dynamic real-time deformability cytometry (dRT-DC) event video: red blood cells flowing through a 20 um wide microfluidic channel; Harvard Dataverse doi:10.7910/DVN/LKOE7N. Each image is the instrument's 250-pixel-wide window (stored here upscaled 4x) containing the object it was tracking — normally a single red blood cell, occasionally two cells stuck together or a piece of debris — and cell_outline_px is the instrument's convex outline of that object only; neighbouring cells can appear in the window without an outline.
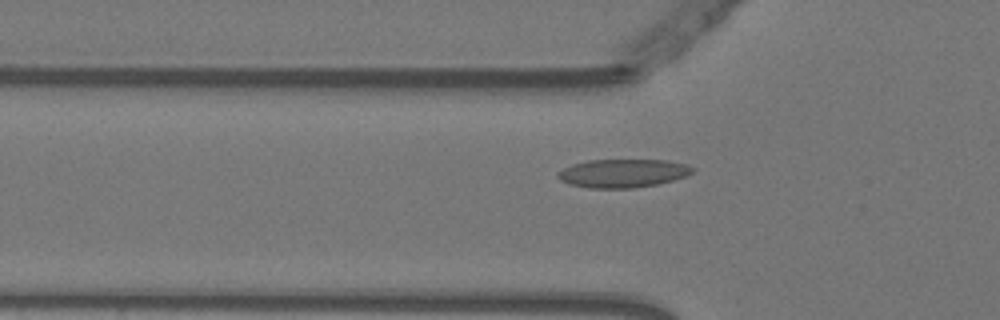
{"species": "Egyptian fruit bat (a non-hibernating species)", "species_latin": "Rousettus aegyptiacus", "temperature_condition": "warm", "stored_images_in_passage": 45, "camera_frame_rate_fps": 3000, "um_per_image_px": 0.085, "animal": {"sex": "female"}, "frame": {"image": 1, "passage_image": 9, "time_ms": 2.667, "image_size_px": [1000, 320], "cell_outline_px": [[696, 168], [692, 172], [684, 176], [672, 180], [656, 184], [636, 188], [588, 188], [568, 184], [560, 180], [556, 176], [556, 172], [572, 164], [588, 160], [668, 160], [688, 164]], "centroid_in_image_um": [52.91, 14.72], "position_along_channel_um": 72.9, "area_um2": 22.43}}
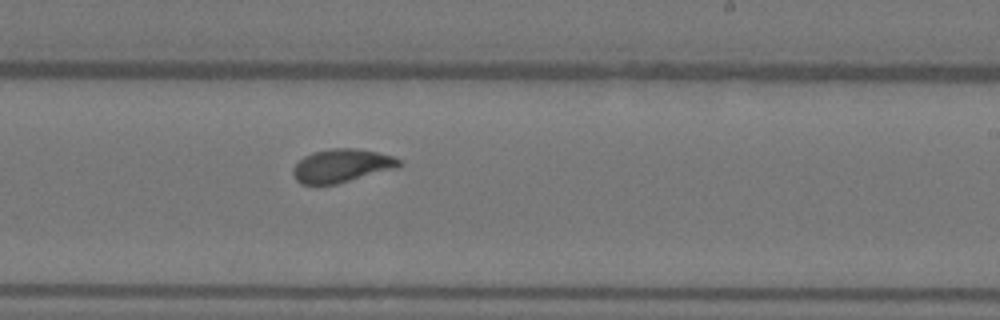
{"frame": {"image": 2, "passage_image": 24, "time_ms": 7.667, "image_size_px": [1000, 320], "cell_outline_px": [[404, 164], [396, 168], [336, 184], [300, 184], [296, 180], [292, 172], [292, 168], [304, 156], [312, 152], [332, 148], [356, 148], [376, 152], [392, 156], [400, 160]], "centroid_in_image_um": [29.03, 14.08], "position_along_channel_um": 260.0, "area_um2": 20.52}}
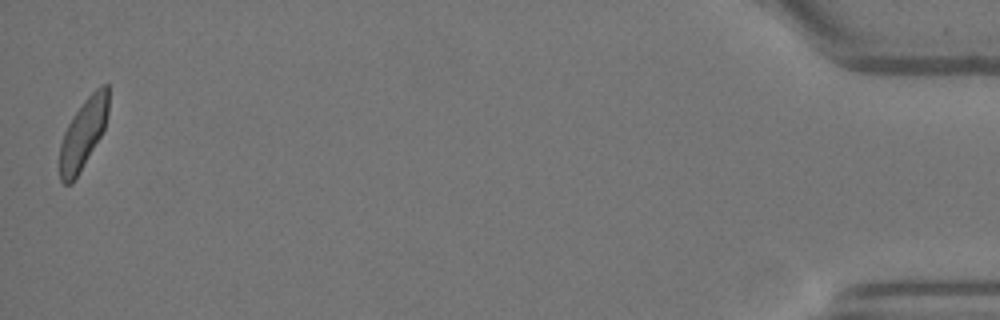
{"frame": {"image": 3, "passage_image": 45, "time_ms": 14.667, "image_size_px": [1000, 320], "cell_outline_px": [[108, 112], [104, 128], [100, 136], [72, 184], [64, 184], [60, 180], [60, 144], [64, 132], [72, 116], [84, 100], [100, 84], [108, 84]], "centroid_in_image_um": [7.06, 11.33], "position_along_channel_um": 428.1, "area_um2": 19.54}, "authors_computed_cell_mechanics": {"area_um2": 20.6346, "velocity_mm_per_s": 3.7299, "shape_relaxation_time_tau1_ms": 4.0398, "shape_relaxation_time_tau2_ms": 1.1067, "deformation_change_tau1": 0.1399, "deformation_change_tau2": 0.0445}}